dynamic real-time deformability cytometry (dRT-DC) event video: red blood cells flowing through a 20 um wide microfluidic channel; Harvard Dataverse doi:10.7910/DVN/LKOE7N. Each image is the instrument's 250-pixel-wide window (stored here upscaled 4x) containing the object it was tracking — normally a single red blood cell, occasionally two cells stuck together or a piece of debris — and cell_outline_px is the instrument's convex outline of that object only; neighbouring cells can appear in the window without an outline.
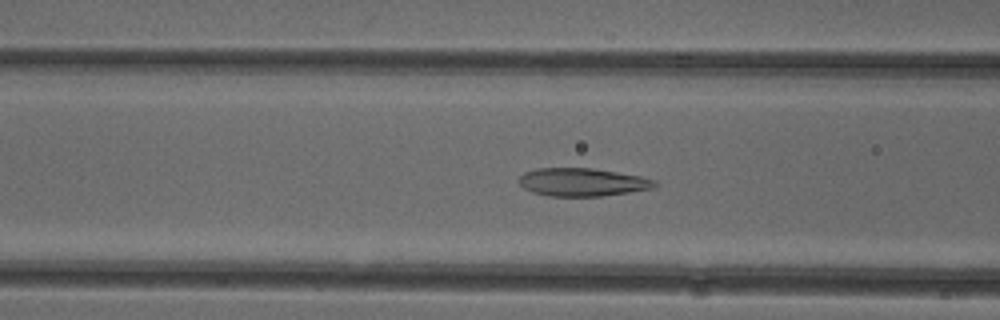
{"species": "common noctule bat (a hibernating species)", "species_latin": "Nyctalus noctula", "temperature_condition": "cold", "stored_images_in_passage": 51, "camera_frame_rate_fps": 3000, "um_per_image_px": 0.085, "animal": {"sex": "female"}, "frame": {"image": 1, "passage_image": 19, "time_ms": 6.0, "image_size_px": [1000, 320], "cell_outline_px": [[660, 184], [652, 188], [628, 192], [600, 196], [548, 196], [532, 192], [524, 188], [520, 184], [520, 176], [524, 172], [536, 168], [592, 168], [640, 176], [656, 180]], "centroid_in_image_um": [49.5, 15.48], "position_along_channel_um": 117.1, "area_um2": 22.14}}
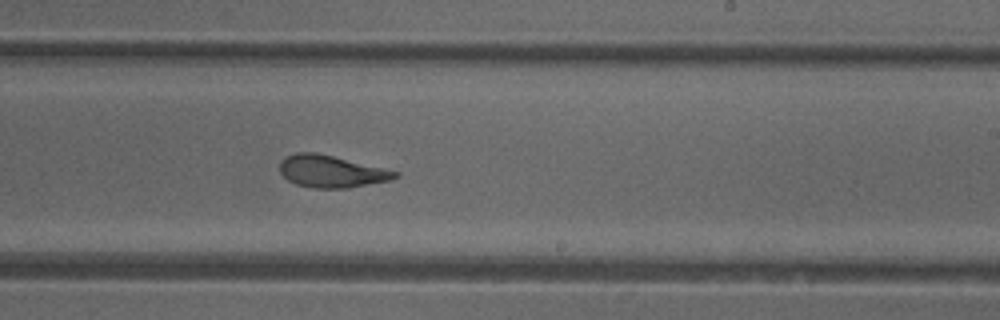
{"frame": {"image": 2, "passage_image": 30, "time_ms": 9.667, "image_size_px": [1000, 320], "cell_outline_px": [[400, 176], [388, 180], [348, 188], [312, 188], [296, 184], [288, 180], [280, 172], [280, 160], [284, 156], [296, 152], [316, 152], [400, 172]], "centroid_in_image_um": [28.12, 14.56], "position_along_channel_um": 260.9, "area_um2": 21.5}}
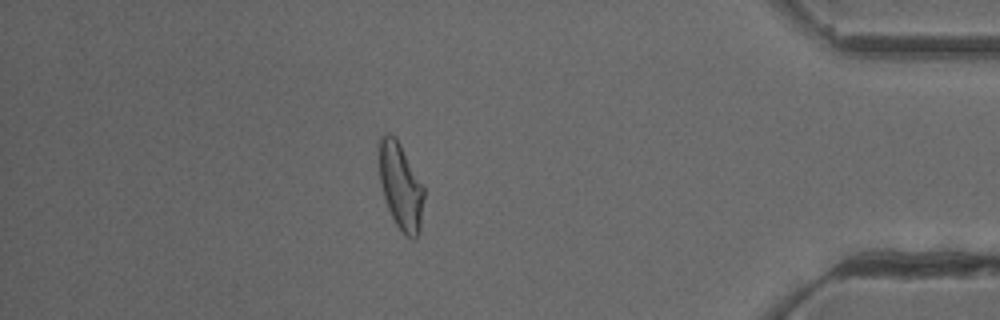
{"frame": {"image": 3, "passage_image": 44, "time_ms": 14.333, "image_size_px": [1000, 320], "cell_outline_px": [[424, 196], [420, 232], [416, 240], [412, 240], [404, 236], [396, 224], [388, 208], [384, 196], [380, 180], [380, 136], [384, 132], [388, 132], [396, 136], [424, 184]], "centroid_in_image_um": [34.1, 15.84], "position_along_channel_um": 401.1, "area_um2": 22.95}, "authors_computed_cell_mechanics": {"area_um2": 23.0622, "velocity_mm_per_s": 3.9215, "shape_relaxation_time_tau1_ms": 5.7801, "shape_relaxation_time_tau2_ms": 1.4068, "deformation_change_tau1": 0.1772, "deformation_change_tau2": 0.0916}}